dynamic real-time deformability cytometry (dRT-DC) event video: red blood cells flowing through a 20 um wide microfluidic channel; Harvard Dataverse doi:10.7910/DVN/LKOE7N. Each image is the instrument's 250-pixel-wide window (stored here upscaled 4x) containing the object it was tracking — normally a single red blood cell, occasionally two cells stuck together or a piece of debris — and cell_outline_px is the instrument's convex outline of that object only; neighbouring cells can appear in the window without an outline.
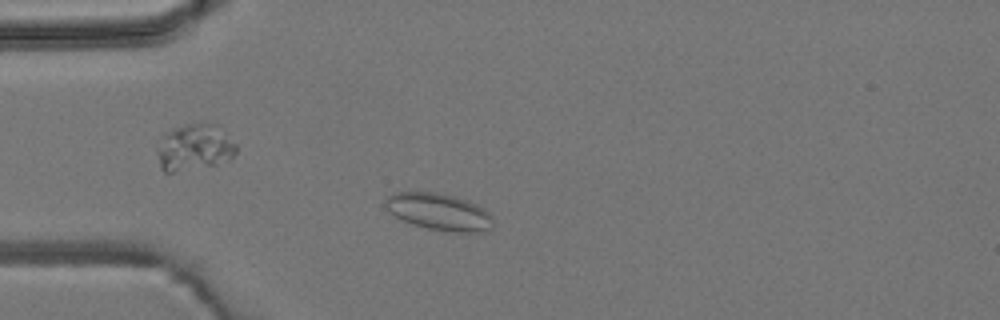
{"species": "common noctule bat (a hibernating species)", "species_latin": "Nyctalus noctula", "temperature_condition": "room temperature", "stored_images_in_passage": 3, "camera_frame_rate_fps": 3000, "um_per_image_px": 0.085, "animal": {"sex": "male", "body_mass_g": 19.2, "forearm_length_mm": 51.8}, "frame": {"image": 1, "passage_image": 2, "time_ms": 1.333, "image_size_px": [1000, 320], "cell_outline_px": [[492, 228], [488, 232], [452, 232], [428, 228], [412, 224], [388, 212], [384, 204], [384, 200], [392, 192], [436, 192], [456, 196], [468, 200], [484, 208], [492, 216]], "centroid_in_image_um": [37.33, 18.0], "position_along_channel_um": 47.7, "area_um2": 23.41}}